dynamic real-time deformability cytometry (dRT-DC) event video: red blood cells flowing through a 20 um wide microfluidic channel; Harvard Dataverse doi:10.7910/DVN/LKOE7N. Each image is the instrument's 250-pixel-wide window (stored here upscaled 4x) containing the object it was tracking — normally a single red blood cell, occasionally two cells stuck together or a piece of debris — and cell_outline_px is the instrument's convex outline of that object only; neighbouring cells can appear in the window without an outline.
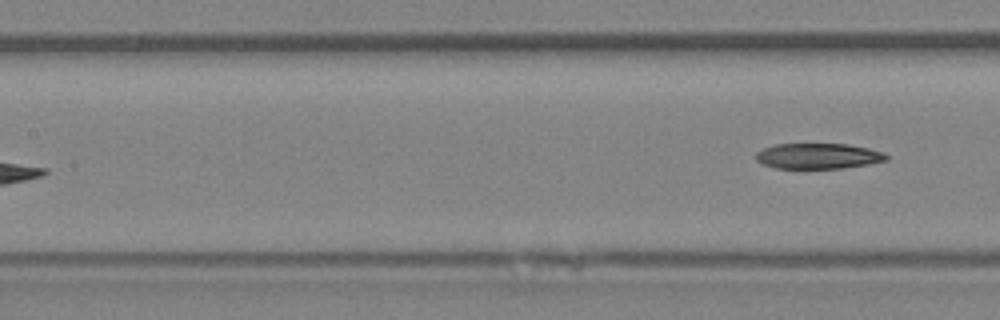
{"species": "Egyptian fruit bat (a non-hibernating species)", "species_latin": "Rousettus aegyptiacus", "temperature_condition": "room temperature", "stored_images_in_passage": 4, "segment_of_instrument_passage": [2, 2], "camera_frame_rate_fps": 3000, "um_per_image_px": 0.085, "animal": {"sex": "female"}, "frame": {"image": 1, "passage_image": 4, "time_ms": 3.333, "image_size_px": [1000, 320], "cell_outline_px": [[888, 160], [868, 164], [840, 168], [776, 168], [764, 164], [756, 160], [756, 152], [764, 148], [776, 144], [848, 144], [868, 148], [884, 152], [888, 156]], "centroid_in_image_um": [69.56, 13.26], "position_along_channel_um": 137.8, "area_um2": 19.31}}